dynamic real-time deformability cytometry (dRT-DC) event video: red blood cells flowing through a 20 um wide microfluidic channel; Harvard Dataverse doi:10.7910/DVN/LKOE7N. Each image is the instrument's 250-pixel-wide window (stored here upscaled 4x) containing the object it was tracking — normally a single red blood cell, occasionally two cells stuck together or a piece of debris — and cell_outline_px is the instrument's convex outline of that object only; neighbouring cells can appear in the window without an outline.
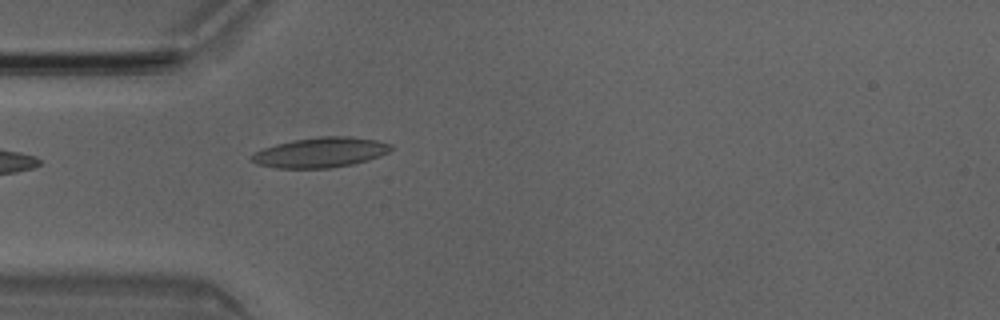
{"species": "Egyptian fruit bat (a non-hibernating species)", "species_latin": "Rousettus aegyptiacus", "temperature_condition": "room temperature", "stored_images_in_passage": 4, "camera_frame_rate_fps": 3000, "um_per_image_px": 0.085, "animal": {"sex": "male"}, "frame": {"image": 1, "passage_image": 4, "time_ms": 1.0, "image_size_px": [1000, 320], "cell_outline_px": [[396, 148], [380, 156], [368, 160], [352, 164], [328, 168], [276, 168], [256, 164], [248, 156], [264, 148], [276, 144], [292, 140], [320, 136], [348, 136], [376, 140], [392, 144]], "centroid_in_image_um": [27.26, 12.95], "position_along_channel_um": 57.7, "area_um2": 24.51}}